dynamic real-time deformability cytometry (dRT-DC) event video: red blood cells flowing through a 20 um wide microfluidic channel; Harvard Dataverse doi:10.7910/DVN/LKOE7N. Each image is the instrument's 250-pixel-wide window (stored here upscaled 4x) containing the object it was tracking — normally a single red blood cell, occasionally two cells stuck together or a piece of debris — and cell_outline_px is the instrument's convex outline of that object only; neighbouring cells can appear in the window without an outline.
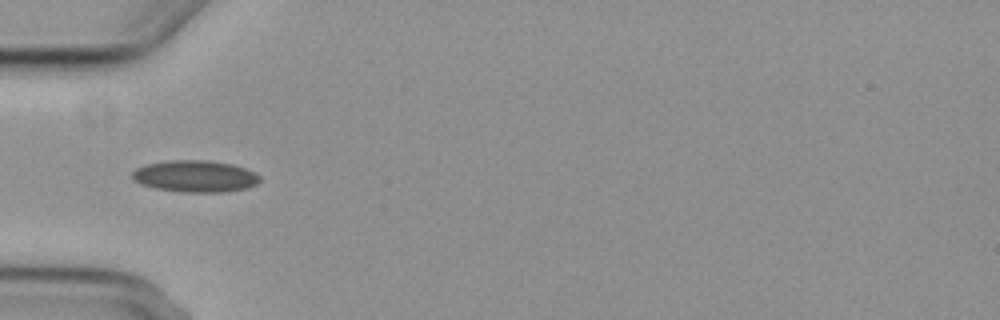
{"species": "common noctule bat (a hibernating species)", "species_latin": "Nyctalus noctula", "temperature_condition": "cold", "stored_images_in_passage": 7, "camera_frame_rate_fps": 3000, "um_per_image_px": 0.085, "animal": {"sex": "female", "body_mass_g": 29.2, "forearm_length_mm": 56.3}, "frame": {"image": 1, "passage_image": 4, "time_ms": 6.0, "image_size_px": [1000, 320], "cell_outline_px": [[260, 180], [256, 184], [248, 188], [224, 192], [180, 192], [156, 188], [140, 184], [132, 176], [132, 172], [136, 168], [148, 164], [172, 160], [208, 160], [232, 164], [244, 168], [260, 176]], "centroid_in_image_um": [16.6, 14.98], "position_along_channel_um": 68.4, "area_um2": 23.47}}
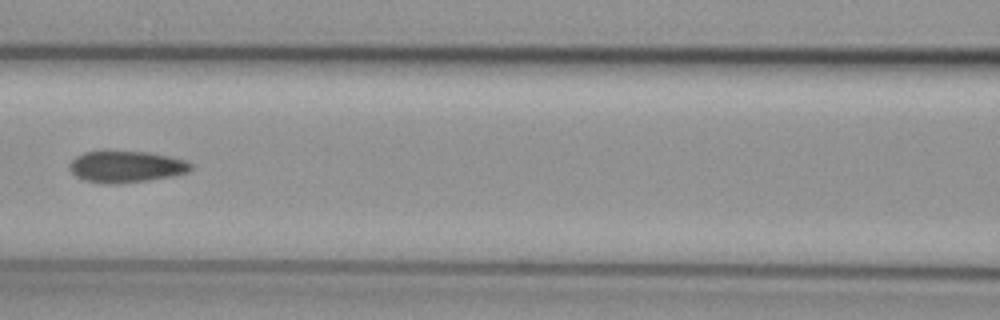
{"frame": {"image": 2, "passage_image": 6, "time_ms": 8.333, "image_size_px": [1000, 320], "cell_outline_px": [[192, 168], [188, 172], [172, 176], [148, 180], [116, 184], [100, 184], [84, 180], [76, 176], [68, 168], [68, 164], [76, 156], [84, 152], [148, 152], [168, 156], [184, 160], [192, 164]], "centroid_in_image_um": [10.69, 14.19], "position_along_channel_um": 155.9, "area_um2": 22.2}}
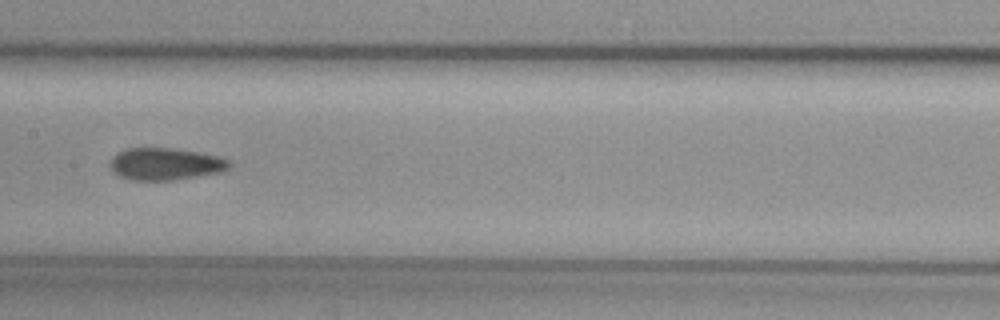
{"frame": {"image": 3, "passage_image": 7, "time_ms": 9.333, "image_size_px": [1000, 320], "cell_outline_px": [[232, 164], [228, 168], [220, 172], [176, 180], [132, 180], [120, 176], [112, 172], [108, 168], [108, 164], [112, 156], [128, 148], [168, 148], [196, 152], [220, 156], [228, 160]], "centroid_in_image_um": [14.01, 13.95], "position_along_channel_um": 193.4, "area_um2": 22.37}}